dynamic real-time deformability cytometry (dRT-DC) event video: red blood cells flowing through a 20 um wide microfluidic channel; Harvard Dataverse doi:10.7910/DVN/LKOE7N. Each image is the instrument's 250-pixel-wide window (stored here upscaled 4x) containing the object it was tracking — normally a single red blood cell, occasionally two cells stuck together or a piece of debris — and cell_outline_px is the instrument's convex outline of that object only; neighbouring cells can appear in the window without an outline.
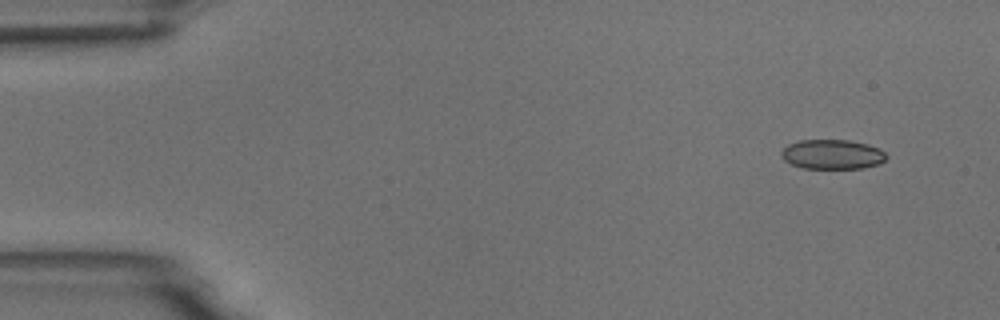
{"species": "common noctule bat (a hibernating species)", "species_latin": "Nyctalus noctula", "temperature_condition": "room temperature", "stored_images_in_passage": 4, "camera_frame_rate_fps": 3000, "um_per_image_px": 0.085, "animal": {"sex": "male", "body_mass_g": 18.8}, "frame": {"image": 1, "passage_image": 1, "time_ms": 0.0, "image_size_px": [1000, 320], "cell_outline_px": [[888, 156], [880, 164], [864, 168], [804, 168], [792, 164], [784, 160], [780, 156], [780, 152], [788, 144], [800, 140], [848, 140], [868, 144], [880, 148]], "centroid_in_image_um": [70.76, 13.12], "position_along_channel_um": 14.2, "area_um2": 18.21}}
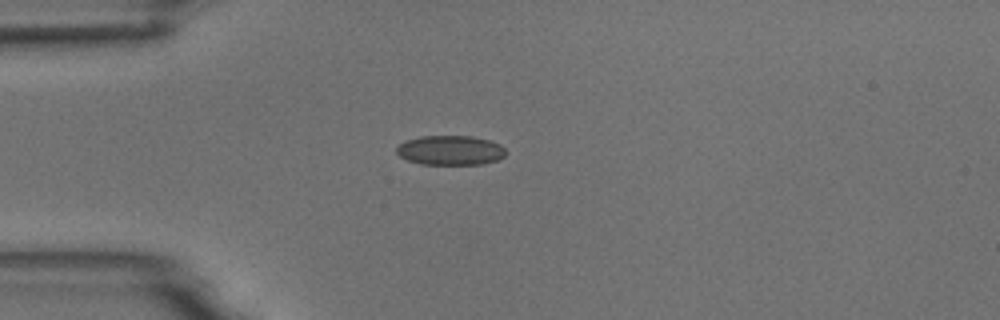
{"frame": {"image": 2, "passage_image": 4, "time_ms": 3.333, "image_size_px": [1000, 320], "cell_outline_px": [[504, 156], [496, 160], [484, 164], [420, 164], [408, 160], [400, 156], [396, 152], [396, 148], [404, 140], [420, 136], [472, 136], [488, 140], [500, 144], [504, 148]], "centroid_in_image_um": [38.25, 12.77], "position_along_channel_um": 46.8, "area_um2": 18.79}}